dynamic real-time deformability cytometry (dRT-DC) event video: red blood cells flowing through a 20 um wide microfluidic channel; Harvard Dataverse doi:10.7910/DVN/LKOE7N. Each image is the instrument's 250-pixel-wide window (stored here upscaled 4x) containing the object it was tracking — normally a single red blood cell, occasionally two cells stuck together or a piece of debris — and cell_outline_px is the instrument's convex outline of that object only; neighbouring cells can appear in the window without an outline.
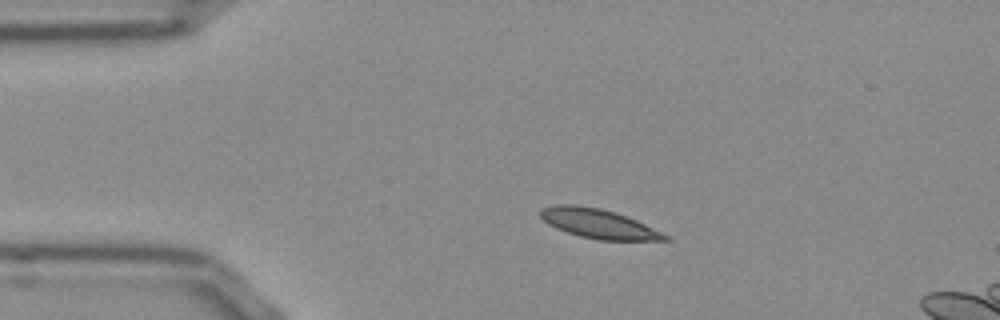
{"species": "Egyptian fruit bat (a non-hibernating species)", "species_latin": "Rousettus aegyptiacus", "temperature_condition": "room temperature", "stored_images_in_passage": 44, "segment_of_instrument_passage": [1, 2], "camera_frame_rate_fps": 3000, "um_per_image_px": 0.085, "frame": {"image": 1, "passage_image": 1, "time_ms": 0.0, "image_size_px": [1000, 320], "cell_outline_px": [[672, 240], [600, 240], [580, 236], [556, 228], [548, 224], [540, 216], [540, 208], [556, 204], [572, 204], [600, 208], [616, 212], [636, 220], [668, 236]], "centroid_in_image_um": [50.83, 19.0], "position_along_channel_um": 34.2, "area_um2": 21.1}}
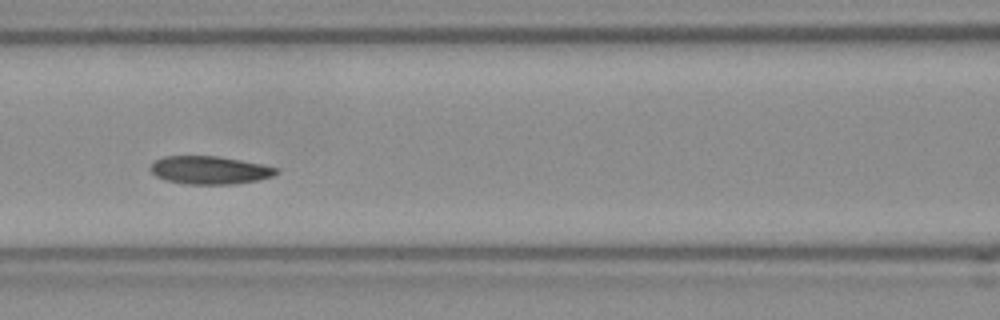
{"frame": {"image": 2, "passage_image": 13, "time_ms": 4.0, "image_size_px": [1000, 320], "cell_outline_px": [[280, 172], [272, 176], [260, 180], [236, 184], [184, 184], [164, 180], [156, 176], [148, 168], [156, 160], [164, 156], [216, 156], [240, 160], [280, 168]], "centroid_in_image_um": [17.83, 14.47], "position_along_channel_um": 148.8, "area_um2": 20.69}}
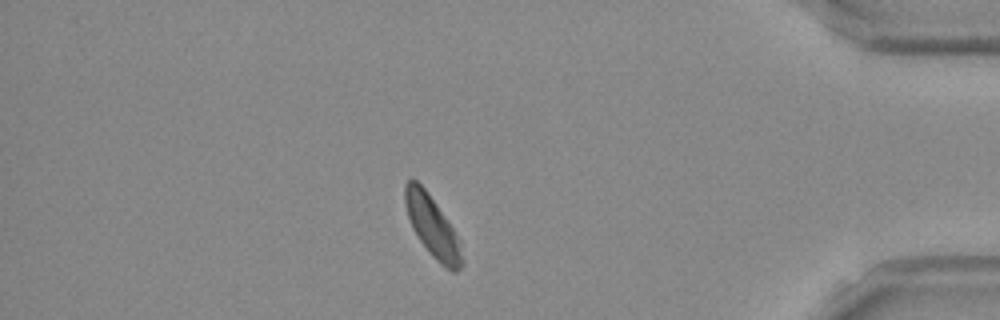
{"frame": {"image": 3, "passage_image": 36, "time_ms": 11.667, "image_size_px": [1000, 320], "cell_outline_px": [[464, 264], [456, 272], [452, 272], [440, 264], [428, 252], [412, 228], [404, 204], [404, 184], [408, 180], [416, 180], [424, 188], [452, 228], [460, 240], [464, 260]], "centroid_in_image_um": [36.76, 19.31], "position_along_channel_um": 398.4, "area_um2": 20.06}}